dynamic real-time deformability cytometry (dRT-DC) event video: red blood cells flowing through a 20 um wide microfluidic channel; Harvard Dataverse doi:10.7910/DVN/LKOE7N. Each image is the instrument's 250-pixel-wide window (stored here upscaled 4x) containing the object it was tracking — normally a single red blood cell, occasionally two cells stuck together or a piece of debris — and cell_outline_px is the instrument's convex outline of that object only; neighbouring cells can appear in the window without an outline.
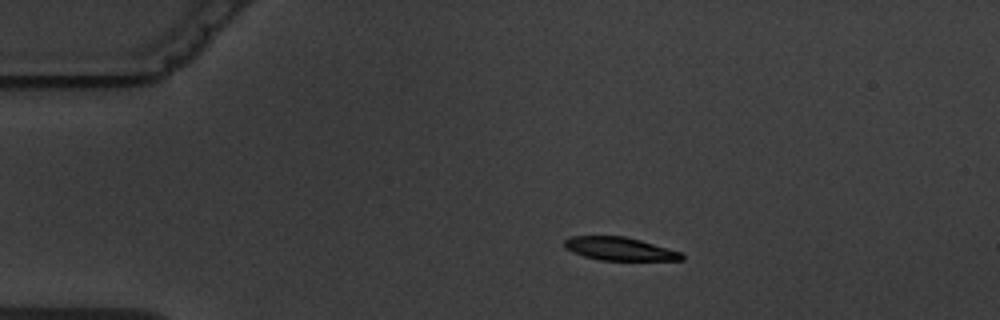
{"species": "common noctule bat (a hibernating species)", "species_latin": "Nyctalus noctula", "temperature_condition": "warm", "stored_images_in_passage": 4, "camera_frame_rate_fps": 3000, "um_per_image_px": 0.085, "animal": {"sex": "male", "body_mass_g": 19.5, "forearm_length_mm": 54.6}, "frame": {"image": 1, "passage_image": 3, "time_ms": 2.333, "image_size_px": [1000, 320], "cell_outline_px": [[684, 260], [600, 260], [584, 256], [572, 252], [564, 248], [564, 240], [568, 236], [624, 236], [640, 240], [684, 252]], "centroid_in_image_um": [52.67, 21.15], "position_along_channel_um": 32.3, "area_um2": 16.01}}